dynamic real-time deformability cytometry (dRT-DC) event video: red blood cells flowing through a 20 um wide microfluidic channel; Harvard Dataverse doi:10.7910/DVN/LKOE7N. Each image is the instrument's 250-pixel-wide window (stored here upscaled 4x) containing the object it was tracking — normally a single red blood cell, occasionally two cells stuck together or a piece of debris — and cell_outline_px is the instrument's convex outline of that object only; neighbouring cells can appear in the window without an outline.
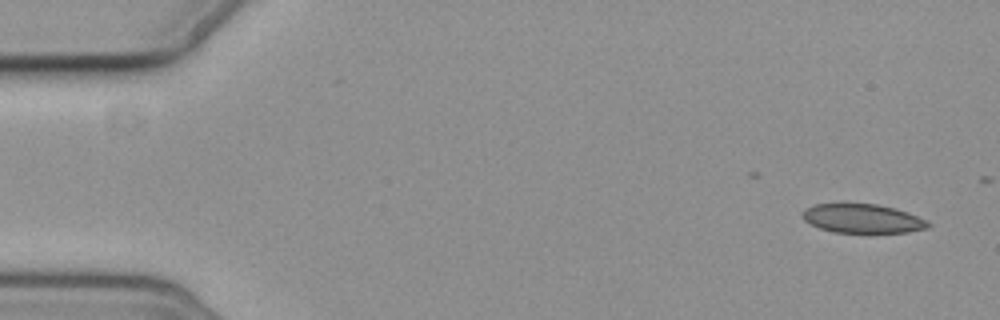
{"species": "common noctule bat (a hibernating species)", "species_latin": "Nyctalus noctula", "temperature_condition": "cold", "stored_images_in_passage": 3, "camera_frame_rate_fps": 3000, "um_per_image_px": 0.085, "animal": {"sex": "female", "body_mass_g": 19.3, "forearm_length_mm": 54.1}, "frame": {"image": 1, "passage_image": 1, "time_ms": 0.0, "image_size_px": [1000, 320], "cell_outline_px": [[932, 224], [928, 228], [908, 232], [832, 232], [820, 228], [804, 220], [804, 208], [816, 204], [876, 204], [896, 208], [908, 212]], "centroid_in_image_um": [73.33, 18.57], "position_along_channel_um": 11.7, "area_um2": 20.92}}